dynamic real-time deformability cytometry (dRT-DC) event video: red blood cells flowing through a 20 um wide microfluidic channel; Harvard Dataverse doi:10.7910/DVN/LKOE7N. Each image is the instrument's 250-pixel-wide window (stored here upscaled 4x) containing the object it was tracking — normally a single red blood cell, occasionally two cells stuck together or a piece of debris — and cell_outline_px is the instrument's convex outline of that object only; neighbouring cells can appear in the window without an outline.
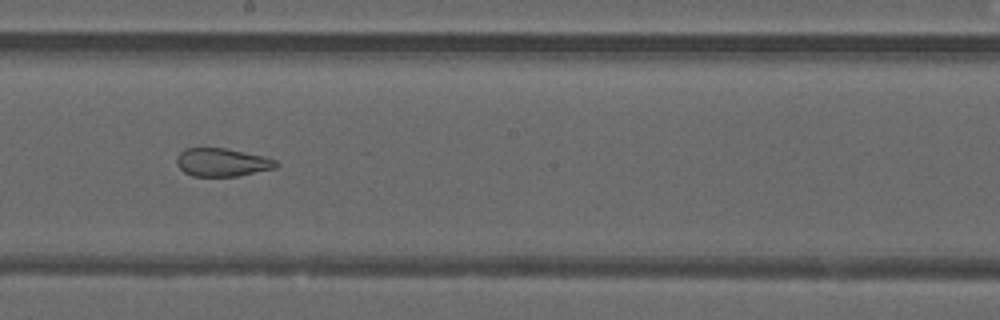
{"species": "common noctule bat (a hibernating species)", "species_latin": "Nyctalus noctula", "temperature_condition": "warm", "stored_images_in_passage": 49, "segment_of_instrument_passage": [2, 2], "camera_frame_rate_fps": 3000, "um_per_image_px": 0.085, "animal": {"sex": "male", "forearm_length_mm": 52.5}, "frame": {"image": 1, "passage_image": 28, "time_ms": 9.0, "image_size_px": [1000, 320], "cell_outline_px": [[280, 164], [276, 168], [236, 176], [192, 176], [184, 172], [176, 164], [176, 156], [184, 148], [224, 148], [264, 156], [276, 160]], "centroid_in_image_um": [18.86, 13.79], "position_along_channel_um": 229.3, "area_um2": 16.36}}
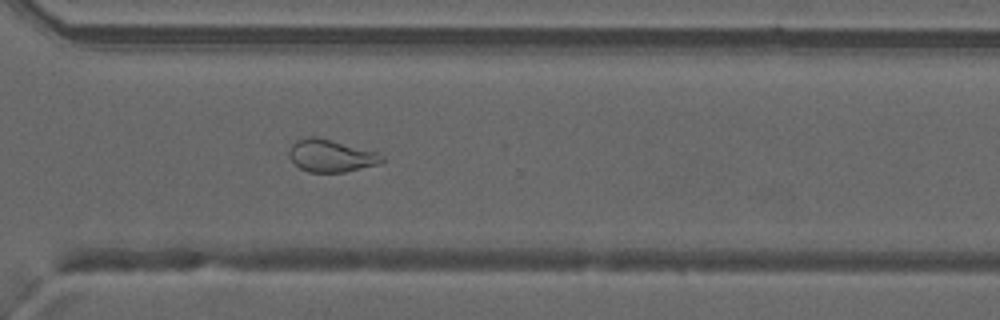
{"frame": {"image": 2, "passage_image": 36, "time_ms": 11.667, "image_size_px": [1000, 320], "cell_outline_px": [[384, 160], [380, 164], [344, 172], [308, 172], [300, 168], [288, 156], [288, 152], [292, 144], [296, 140], [304, 136], [316, 136], [380, 152], [384, 156]], "centroid_in_image_um": [28.15, 13.22], "position_along_channel_um": 342.4, "area_um2": 17.8}}
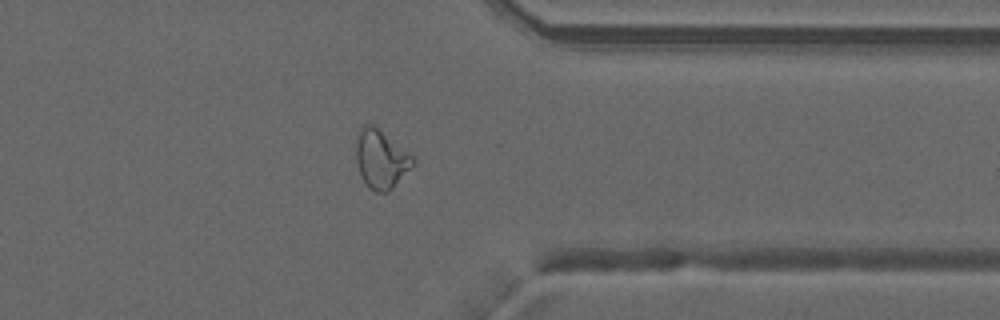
{"frame": {"image": 3, "passage_image": 39, "time_ms": 12.667, "image_size_px": [1000, 320], "cell_outline_px": [[416, 164], [388, 192], [376, 192], [368, 188], [360, 172], [356, 160], [356, 136], [360, 128], [364, 124], [372, 124], [412, 156], [416, 160]], "centroid_in_image_um": [32.38, 13.54], "position_along_channel_um": 379.0, "area_um2": 19.19}}